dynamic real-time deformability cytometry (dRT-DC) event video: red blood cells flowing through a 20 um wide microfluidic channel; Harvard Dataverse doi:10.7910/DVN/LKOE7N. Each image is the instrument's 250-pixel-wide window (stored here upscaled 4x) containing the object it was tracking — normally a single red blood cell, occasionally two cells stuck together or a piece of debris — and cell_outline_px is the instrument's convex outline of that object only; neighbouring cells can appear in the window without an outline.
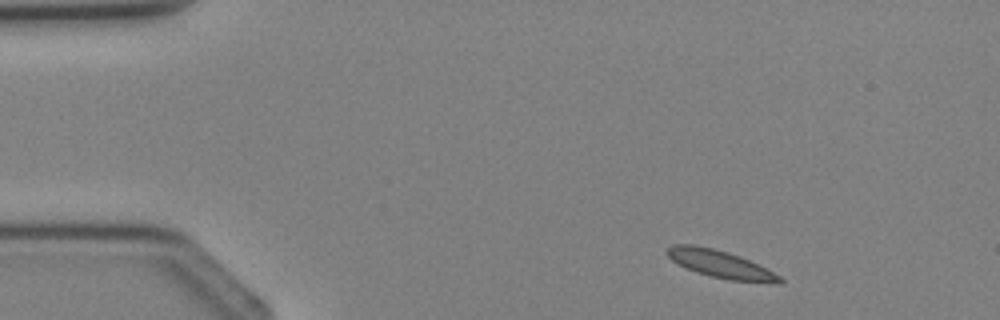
{"species": "Egyptian fruit bat (a non-hibernating species)", "species_latin": "Rousettus aegyptiacus", "temperature_condition": "cold", "stored_images_in_passage": 3, "camera_frame_rate_fps": 3000, "um_per_image_px": 0.085, "animal": {"sex": "female"}, "frame": {"image": 1, "passage_image": 1, "time_ms": 0.0, "image_size_px": [1000, 320], "cell_outline_px": [[784, 284], [776, 284], [728, 280], [696, 272], [672, 260], [664, 252], [672, 244], [692, 244], [712, 248], [728, 252], [740, 256], [780, 276], [784, 280]], "centroid_in_image_um": [61.26, 22.46], "position_along_channel_um": 23.7, "area_um2": 17.98}}
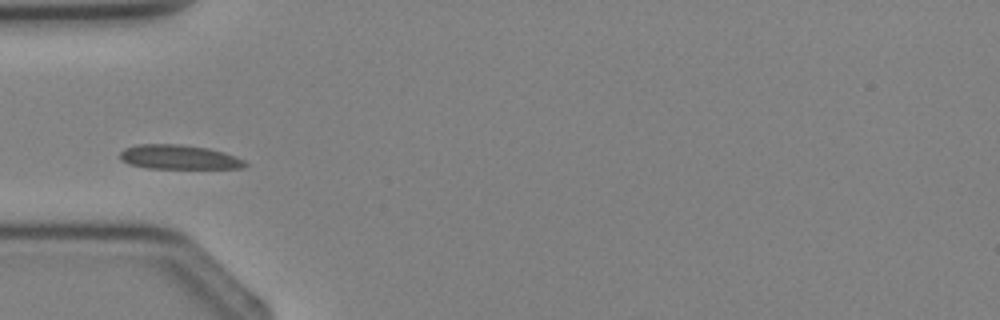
{"frame": {"image": 2, "passage_image": 3, "time_ms": 2.333, "image_size_px": [1000, 320], "cell_outline_px": [[248, 164], [244, 168], [148, 168], [128, 164], [120, 160], [120, 152], [124, 148], [136, 144], [180, 144], [208, 148], [224, 152], [244, 160]], "centroid_in_image_um": [15.17, 13.35], "position_along_channel_um": 69.8, "area_um2": 17.8}}